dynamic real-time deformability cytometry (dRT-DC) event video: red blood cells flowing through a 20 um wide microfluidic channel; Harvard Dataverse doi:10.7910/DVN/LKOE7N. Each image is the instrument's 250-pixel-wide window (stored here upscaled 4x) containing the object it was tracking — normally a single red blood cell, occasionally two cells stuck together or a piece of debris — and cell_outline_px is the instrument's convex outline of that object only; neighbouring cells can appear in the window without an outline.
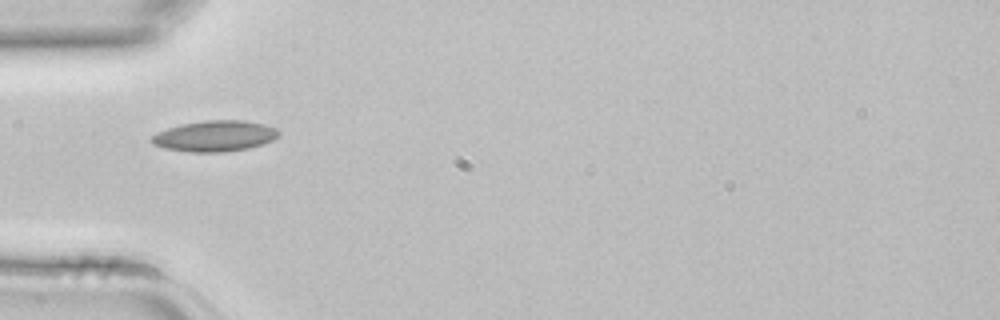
{"species": "common noctule bat (a hibernating species)", "species_latin": "Nyctalus noctula", "temperature_condition": "room temperature", "stored_images_in_passage": 4, "camera_frame_rate_fps": 3000, "um_per_image_px": 0.085, "animal": {"sex": "female", "body_mass_g": 22.7, "forearm_length_mm": 54.2}, "frame": {"image": 1, "passage_image": 4, "time_ms": 1.0, "image_size_px": [1000, 320], "cell_outline_px": [[280, 136], [264, 144], [248, 148], [224, 152], [188, 152], [164, 148], [152, 144], [152, 136], [156, 132], [180, 124], [204, 120], [244, 120], [264, 124], [276, 128], [280, 132]], "centroid_in_image_um": [18.27, 11.56], "position_along_channel_um": 66.7, "area_um2": 23.06}}